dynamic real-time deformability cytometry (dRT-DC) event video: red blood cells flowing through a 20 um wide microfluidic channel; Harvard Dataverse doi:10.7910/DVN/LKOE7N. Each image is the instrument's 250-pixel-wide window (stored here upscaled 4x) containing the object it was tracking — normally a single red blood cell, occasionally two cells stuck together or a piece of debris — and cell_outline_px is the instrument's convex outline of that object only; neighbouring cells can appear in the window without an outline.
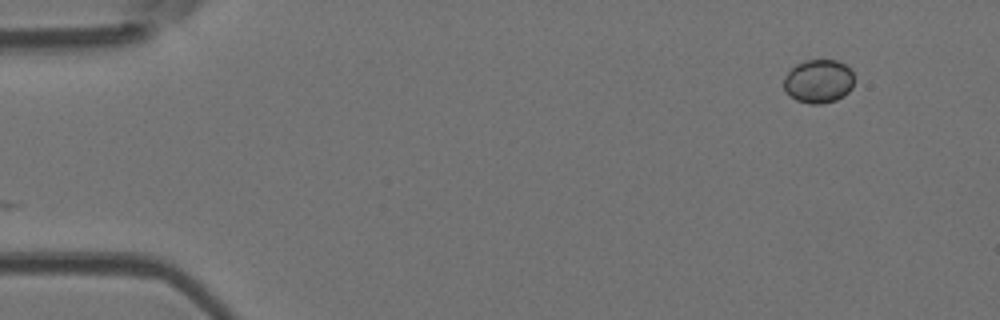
{"species": "Egyptian fruit bat (a non-hibernating species)", "species_latin": "Rousettus aegyptiacus", "temperature_condition": "room temperature", "stored_images_in_passage": 47, "camera_frame_rate_fps": 3000, "um_per_image_px": 0.085, "animal": {"sex": "female"}, "frame": {"image": 1, "passage_image": 1, "time_ms": 0.0, "image_size_px": [1000, 320], "cell_outline_px": [[852, 88], [844, 96], [836, 100], [820, 104], [808, 104], [796, 100], [784, 88], [784, 76], [796, 64], [804, 60], [836, 60], [844, 64], [852, 72]], "centroid_in_image_um": [69.56, 6.91], "position_along_channel_um": 15.4, "area_um2": 17.74}}
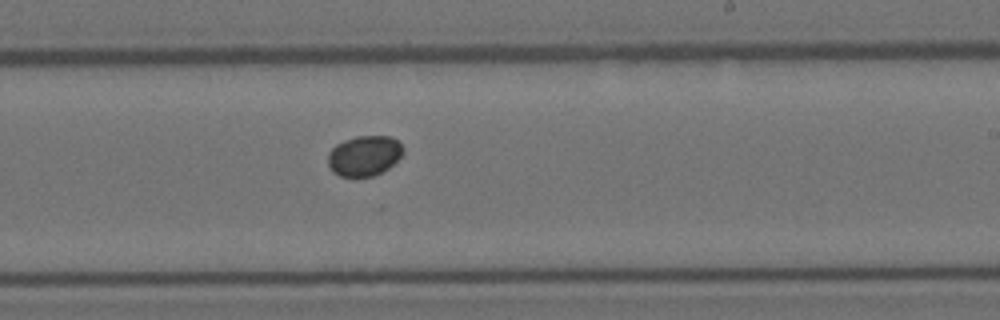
{"frame": {"image": 2, "passage_image": 27, "time_ms": 8.667, "image_size_px": [1000, 320], "cell_outline_px": [[404, 152], [388, 168], [372, 176], [356, 180], [340, 176], [332, 172], [328, 164], [328, 152], [336, 144], [344, 140], [356, 136], [392, 136], [404, 148]], "centroid_in_image_um": [30.92, 13.27], "position_along_channel_um": 258.1, "area_um2": 18.03}}
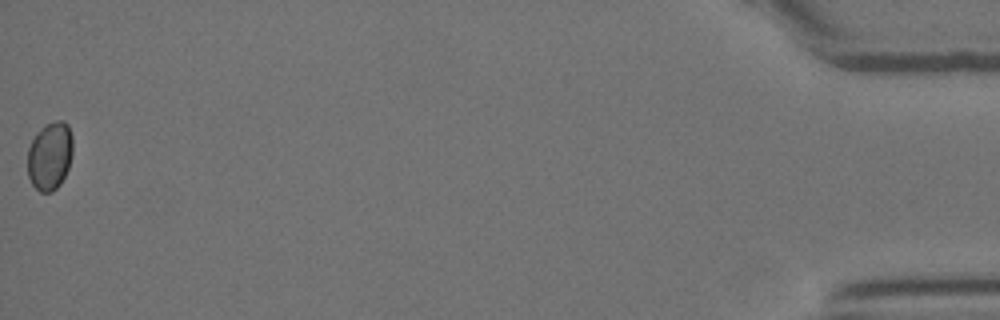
{"frame": {"image": 3, "passage_image": 47, "time_ms": 15.333, "image_size_px": [1000, 320], "cell_outline_px": [[72, 156], [68, 168], [60, 184], [52, 192], [40, 192], [32, 184], [28, 176], [28, 148], [32, 140], [44, 124], [56, 120], [64, 120], [68, 124], [72, 136]], "centroid_in_image_um": [4.25, 13.23], "position_along_channel_um": 431.0, "area_um2": 18.03}}